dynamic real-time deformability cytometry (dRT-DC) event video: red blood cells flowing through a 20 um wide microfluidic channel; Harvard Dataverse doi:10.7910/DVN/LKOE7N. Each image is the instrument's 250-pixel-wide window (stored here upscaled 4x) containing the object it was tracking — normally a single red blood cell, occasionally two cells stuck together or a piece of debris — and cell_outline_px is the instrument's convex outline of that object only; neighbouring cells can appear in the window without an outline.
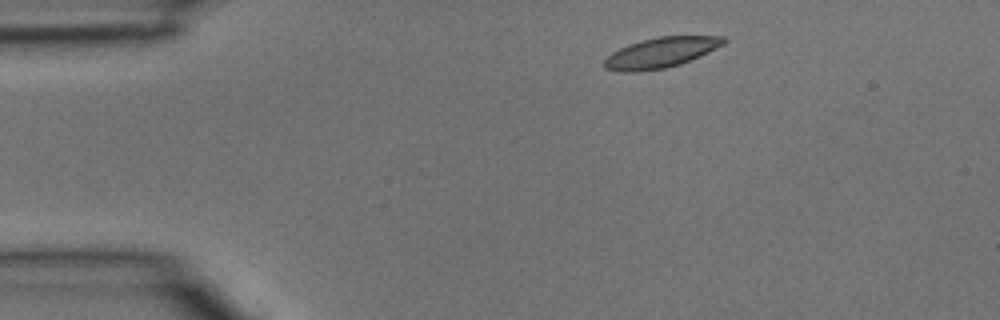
{"species": "common noctule bat (a hibernating species)", "species_latin": "Nyctalus noctula", "temperature_condition": "room temperature", "stored_images_in_passage": 2, "camera_frame_rate_fps": 3000, "um_per_image_px": 0.085, "animal": {"sex": "male", "body_mass_g": 15.6}, "frame": {"image": 1, "passage_image": 1, "time_ms": 0.0, "image_size_px": [1000, 320], "cell_outline_px": [[728, 40], [724, 44], [700, 56], [680, 64], [664, 68], [636, 72], [620, 72], [604, 68], [604, 60], [612, 52], [628, 44], [640, 40], [660, 36], [724, 36]], "centroid_in_image_um": [56.16, 4.47], "position_along_channel_um": 28.8, "area_um2": 21.1}}